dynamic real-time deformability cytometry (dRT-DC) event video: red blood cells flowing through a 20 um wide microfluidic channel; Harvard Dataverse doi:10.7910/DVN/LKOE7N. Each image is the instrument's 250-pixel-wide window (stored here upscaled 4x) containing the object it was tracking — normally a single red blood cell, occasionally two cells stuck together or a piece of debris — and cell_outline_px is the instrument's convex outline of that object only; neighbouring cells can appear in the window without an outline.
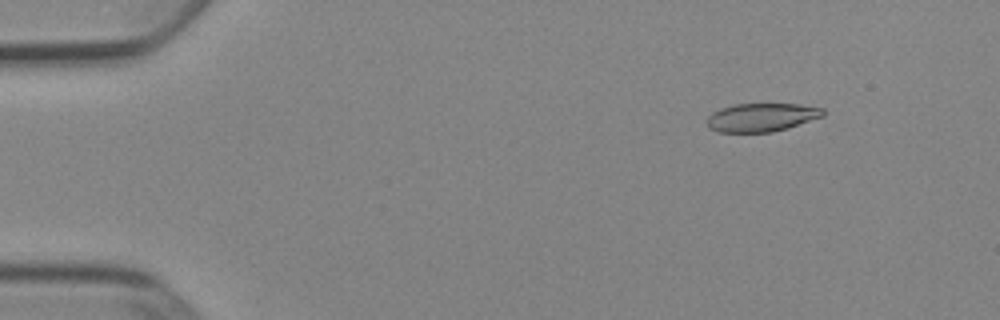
{"species": "Egyptian fruit bat (a non-hibernating species)", "species_latin": "Rousettus aegyptiacus", "temperature_condition": "cold", "stored_images_in_passage": 53, "camera_frame_rate_fps": 3000, "um_per_image_px": 0.085, "animal": {"sex": "female"}, "frame": {"image": 1, "passage_image": 7, "time_ms": 2.0, "image_size_px": [1000, 320], "cell_outline_px": [[824, 116], [788, 128], [772, 132], [720, 132], [708, 128], [704, 120], [712, 112], [720, 108], [732, 104], [800, 104], [824, 108]], "centroid_in_image_um": [64.7, 9.97], "position_along_channel_um": 20.3, "area_um2": 19.48}}
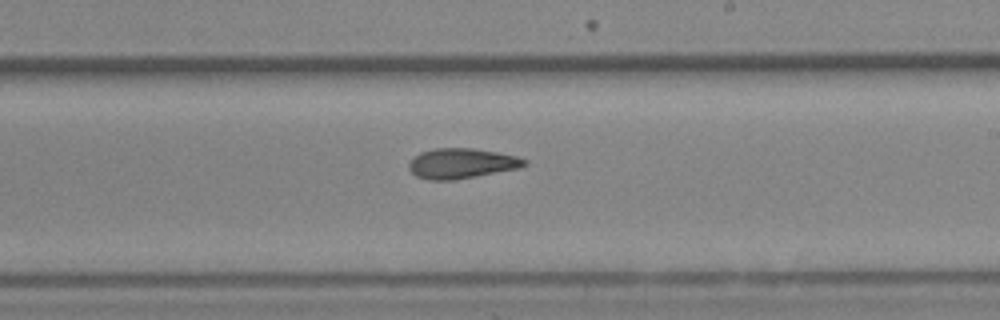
{"frame": {"image": 2, "passage_image": 32, "time_ms": 10.333, "image_size_px": [1000, 320], "cell_outline_px": [[528, 164], [520, 168], [452, 180], [428, 180], [416, 176], [408, 168], [408, 164], [420, 152], [436, 148], [472, 148], [496, 152], [516, 156], [528, 160]], "centroid_in_image_um": [39.24, 13.89], "position_along_channel_um": 249.8, "area_um2": 20.17}}
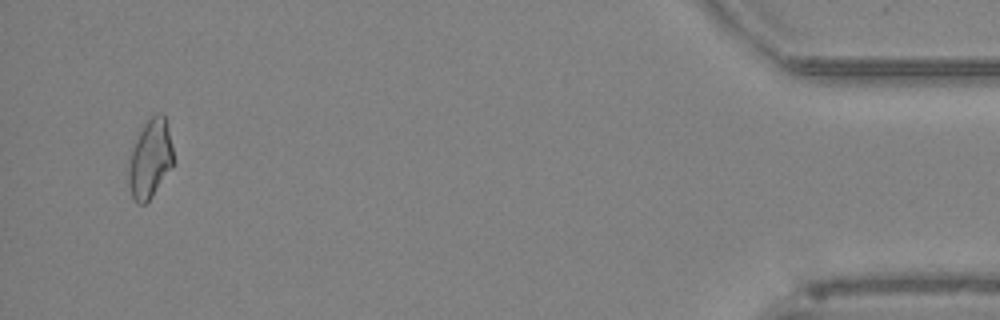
{"frame": {"image": 3, "passage_image": 51, "time_ms": 16.667, "image_size_px": [1000, 320], "cell_outline_px": [[172, 164], [152, 196], [144, 204], [136, 204], [132, 196], [128, 184], [128, 160], [136, 140], [144, 124], [156, 112], [160, 112], [164, 116], [168, 128], [172, 148]], "centroid_in_image_um": [12.72, 13.5], "position_along_channel_um": 422.5, "area_um2": 20.06}, "authors_computed_cell_mechanics": {"area_um2": 20.23, "velocity_mm_per_s": 3.9037, "shape_relaxation_time_tau1_ms": null, "shape_relaxation_time_tau2_ms": 2.9411, "deformation_change_tau1": null, "deformation_change_tau2": 0.1081}}